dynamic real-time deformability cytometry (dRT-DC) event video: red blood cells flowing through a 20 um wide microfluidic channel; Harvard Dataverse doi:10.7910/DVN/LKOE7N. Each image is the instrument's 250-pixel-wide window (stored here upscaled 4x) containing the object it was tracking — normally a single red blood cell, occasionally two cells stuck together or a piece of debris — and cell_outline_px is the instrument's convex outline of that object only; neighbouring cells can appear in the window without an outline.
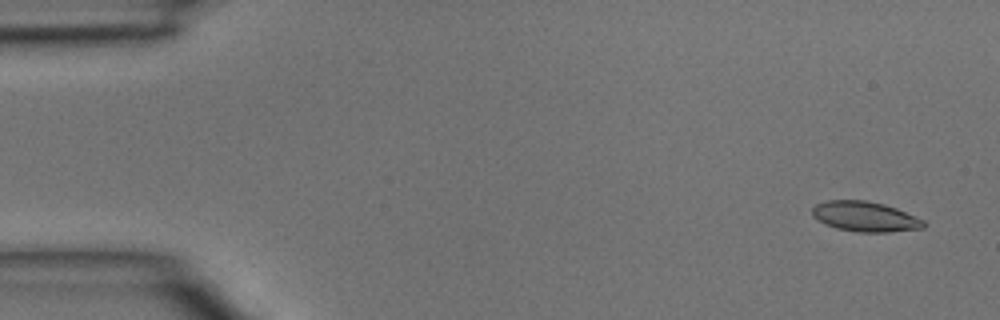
{"species": "common noctule bat (a hibernating species)", "species_latin": "Nyctalus noctula", "temperature_condition": "room temperature", "stored_images_in_passage": 4, "segment_of_instrument_passage": [1, 2], "camera_frame_rate_fps": 3000, "um_per_image_px": 0.085, "animal": {"sex": "male", "body_mass_g": 15.6}, "frame": {"image": 1, "passage_image": 1, "time_ms": 0.0, "image_size_px": [1000, 320], "cell_outline_px": [[928, 224], [924, 228], [888, 232], [856, 232], [836, 228], [824, 224], [812, 216], [812, 208], [816, 204], [828, 200], [864, 200], [884, 204], [896, 208], [924, 220]], "centroid_in_image_um": [73.53, 18.41], "position_along_channel_um": 11.5, "area_um2": 19.65}}